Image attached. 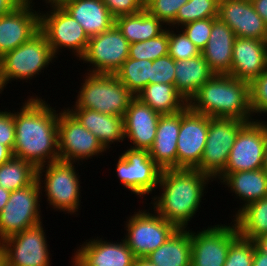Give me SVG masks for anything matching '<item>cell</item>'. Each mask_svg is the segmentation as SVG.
Returning a JSON list of instances; mask_svg holds the SVG:
<instances>
[{
	"label": "cell",
	"instance_id": "3",
	"mask_svg": "<svg viewBox=\"0 0 267 266\" xmlns=\"http://www.w3.org/2000/svg\"><path fill=\"white\" fill-rule=\"evenodd\" d=\"M188 107L213 118H234L253 121L250 108L249 83L215 74L188 101Z\"/></svg>",
	"mask_w": 267,
	"mask_h": 266
},
{
	"label": "cell",
	"instance_id": "31",
	"mask_svg": "<svg viewBox=\"0 0 267 266\" xmlns=\"http://www.w3.org/2000/svg\"><path fill=\"white\" fill-rule=\"evenodd\" d=\"M135 97L160 115L176 113L188 106V102L173 84L146 85Z\"/></svg>",
	"mask_w": 267,
	"mask_h": 266
},
{
	"label": "cell",
	"instance_id": "18",
	"mask_svg": "<svg viewBox=\"0 0 267 266\" xmlns=\"http://www.w3.org/2000/svg\"><path fill=\"white\" fill-rule=\"evenodd\" d=\"M24 1L14 11L0 16V57L29 41L40 31V9Z\"/></svg>",
	"mask_w": 267,
	"mask_h": 266
},
{
	"label": "cell",
	"instance_id": "54",
	"mask_svg": "<svg viewBox=\"0 0 267 266\" xmlns=\"http://www.w3.org/2000/svg\"><path fill=\"white\" fill-rule=\"evenodd\" d=\"M262 169L267 173V143H266L265 151H264V160H263Z\"/></svg>",
	"mask_w": 267,
	"mask_h": 266
},
{
	"label": "cell",
	"instance_id": "19",
	"mask_svg": "<svg viewBox=\"0 0 267 266\" xmlns=\"http://www.w3.org/2000/svg\"><path fill=\"white\" fill-rule=\"evenodd\" d=\"M102 238H92L80 245L72 255L71 266H133L136 257L123 238L119 242Z\"/></svg>",
	"mask_w": 267,
	"mask_h": 266
},
{
	"label": "cell",
	"instance_id": "25",
	"mask_svg": "<svg viewBox=\"0 0 267 266\" xmlns=\"http://www.w3.org/2000/svg\"><path fill=\"white\" fill-rule=\"evenodd\" d=\"M235 39V33L226 23L219 18L213 21L207 45L201 54L215 74L228 75L230 73Z\"/></svg>",
	"mask_w": 267,
	"mask_h": 266
},
{
	"label": "cell",
	"instance_id": "32",
	"mask_svg": "<svg viewBox=\"0 0 267 266\" xmlns=\"http://www.w3.org/2000/svg\"><path fill=\"white\" fill-rule=\"evenodd\" d=\"M232 220L244 238L254 240L267 235V197L248 204Z\"/></svg>",
	"mask_w": 267,
	"mask_h": 266
},
{
	"label": "cell",
	"instance_id": "29",
	"mask_svg": "<svg viewBox=\"0 0 267 266\" xmlns=\"http://www.w3.org/2000/svg\"><path fill=\"white\" fill-rule=\"evenodd\" d=\"M145 258L156 266H191L190 229H177Z\"/></svg>",
	"mask_w": 267,
	"mask_h": 266
},
{
	"label": "cell",
	"instance_id": "12",
	"mask_svg": "<svg viewBox=\"0 0 267 266\" xmlns=\"http://www.w3.org/2000/svg\"><path fill=\"white\" fill-rule=\"evenodd\" d=\"M58 150L59 160L83 164V161L107 151L97 137L87 130L65 108L59 112L58 118ZM82 163V164H81Z\"/></svg>",
	"mask_w": 267,
	"mask_h": 266
},
{
	"label": "cell",
	"instance_id": "41",
	"mask_svg": "<svg viewBox=\"0 0 267 266\" xmlns=\"http://www.w3.org/2000/svg\"><path fill=\"white\" fill-rule=\"evenodd\" d=\"M216 18L218 17L196 20L180 27V29L202 51L207 45L213 27V21Z\"/></svg>",
	"mask_w": 267,
	"mask_h": 266
},
{
	"label": "cell",
	"instance_id": "13",
	"mask_svg": "<svg viewBox=\"0 0 267 266\" xmlns=\"http://www.w3.org/2000/svg\"><path fill=\"white\" fill-rule=\"evenodd\" d=\"M117 160L115 171L118 179L131 194L139 195L138 198L141 199L158 189L162 170L150 157L149 150L127 147Z\"/></svg>",
	"mask_w": 267,
	"mask_h": 266
},
{
	"label": "cell",
	"instance_id": "50",
	"mask_svg": "<svg viewBox=\"0 0 267 266\" xmlns=\"http://www.w3.org/2000/svg\"><path fill=\"white\" fill-rule=\"evenodd\" d=\"M11 191L4 189L0 186V212L5 207L10 197Z\"/></svg>",
	"mask_w": 267,
	"mask_h": 266
},
{
	"label": "cell",
	"instance_id": "44",
	"mask_svg": "<svg viewBox=\"0 0 267 266\" xmlns=\"http://www.w3.org/2000/svg\"><path fill=\"white\" fill-rule=\"evenodd\" d=\"M8 111L0 110V144L7 146L13 152L15 143L14 111Z\"/></svg>",
	"mask_w": 267,
	"mask_h": 266
},
{
	"label": "cell",
	"instance_id": "27",
	"mask_svg": "<svg viewBox=\"0 0 267 266\" xmlns=\"http://www.w3.org/2000/svg\"><path fill=\"white\" fill-rule=\"evenodd\" d=\"M220 182L242 203L233 217L248 204L267 197V173L263 169L229 173Z\"/></svg>",
	"mask_w": 267,
	"mask_h": 266
},
{
	"label": "cell",
	"instance_id": "10",
	"mask_svg": "<svg viewBox=\"0 0 267 266\" xmlns=\"http://www.w3.org/2000/svg\"><path fill=\"white\" fill-rule=\"evenodd\" d=\"M42 193L37 179L25 188L11 191L0 212V241L43 221L40 210Z\"/></svg>",
	"mask_w": 267,
	"mask_h": 266
},
{
	"label": "cell",
	"instance_id": "2",
	"mask_svg": "<svg viewBox=\"0 0 267 266\" xmlns=\"http://www.w3.org/2000/svg\"><path fill=\"white\" fill-rule=\"evenodd\" d=\"M214 181L198 169L175 168L162 170L159 195L152 196L151 210L172 223L177 229L187 227L202 205L206 187ZM153 207V209H152Z\"/></svg>",
	"mask_w": 267,
	"mask_h": 266
},
{
	"label": "cell",
	"instance_id": "5",
	"mask_svg": "<svg viewBox=\"0 0 267 266\" xmlns=\"http://www.w3.org/2000/svg\"><path fill=\"white\" fill-rule=\"evenodd\" d=\"M85 76L75 98V105L67 108H87L107 115L124 116L135 96L115 74L87 72Z\"/></svg>",
	"mask_w": 267,
	"mask_h": 266
},
{
	"label": "cell",
	"instance_id": "35",
	"mask_svg": "<svg viewBox=\"0 0 267 266\" xmlns=\"http://www.w3.org/2000/svg\"><path fill=\"white\" fill-rule=\"evenodd\" d=\"M219 0H189L178 11L170 27H182L196 20L218 17Z\"/></svg>",
	"mask_w": 267,
	"mask_h": 266
},
{
	"label": "cell",
	"instance_id": "20",
	"mask_svg": "<svg viewBox=\"0 0 267 266\" xmlns=\"http://www.w3.org/2000/svg\"><path fill=\"white\" fill-rule=\"evenodd\" d=\"M218 18L236 37L267 41V25L250 0H219Z\"/></svg>",
	"mask_w": 267,
	"mask_h": 266
},
{
	"label": "cell",
	"instance_id": "53",
	"mask_svg": "<svg viewBox=\"0 0 267 266\" xmlns=\"http://www.w3.org/2000/svg\"><path fill=\"white\" fill-rule=\"evenodd\" d=\"M74 0H48V3H51L56 6H62L63 4L69 3Z\"/></svg>",
	"mask_w": 267,
	"mask_h": 266
},
{
	"label": "cell",
	"instance_id": "37",
	"mask_svg": "<svg viewBox=\"0 0 267 266\" xmlns=\"http://www.w3.org/2000/svg\"><path fill=\"white\" fill-rule=\"evenodd\" d=\"M174 30H176V32ZM168 55L171 56L175 61L188 60L201 55V51L196 45L193 44V42L181 29H174L173 27L169 26Z\"/></svg>",
	"mask_w": 267,
	"mask_h": 266
},
{
	"label": "cell",
	"instance_id": "1",
	"mask_svg": "<svg viewBox=\"0 0 267 266\" xmlns=\"http://www.w3.org/2000/svg\"><path fill=\"white\" fill-rule=\"evenodd\" d=\"M24 101L20 111H14L13 156L31 163L37 169L59 160V113L37 95Z\"/></svg>",
	"mask_w": 267,
	"mask_h": 266
},
{
	"label": "cell",
	"instance_id": "22",
	"mask_svg": "<svg viewBox=\"0 0 267 266\" xmlns=\"http://www.w3.org/2000/svg\"><path fill=\"white\" fill-rule=\"evenodd\" d=\"M267 69V41L236 37L228 75L250 83Z\"/></svg>",
	"mask_w": 267,
	"mask_h": 266
},
{
	"label": "cell",
	"instance_id": "4",
	"mask_svg": "<svg viewBox=\"0 0 267 266\" xmlns=\"http://www.w3.org/2000/svg\"><path fill=\"white\" fill-rule=\"evenodd\" d=\"M75 165L78 164L58 160L37 168V180L41 192L44 191L46 194L44 196L47 198L49 207L74 216L78 214L81 207L82 191L80 190L81 175Z\"/></svg>",
	"mask_w": 267,
	"mask_h": 266
},
{
	"label": "cell",
	"instance_id": "33",
	"mask_svg": "<svg viewBox=\"0 0 267 266\" xmlns=\"http://www.w3.org/2000/svg\"><path fill=\"white\" fill-rule=\"evenodd\" d=\"M37 179V169L29 162L12 157L0 165V186L15 191L31 185Z\"/></svg>",
	"mask_w": 267,
	"mask_h": 266
},
{
	"label": "cell",
	"instance_id": "43",
	"mask_svg": "<svg viewBox=\"0 0 267 266\" xmlns=\"http://www.w3.org/2000/svg\"><path fill=\"white\" fill-rule=\"evenodd\" d=\"M114 18L132 15L145 9V0H102Z\"/></svg>",
	"mask_w": 267,
	"mask_h": 266
},
{
	"label": "cell",
	"instance_id": "8",
	"mask_svg": "<svg viewBox=\"0 0 267 266\" xmlns=\"http://www.w3.org/2000/svg\"><path fill=\"white\" fill-rule=\"evenodd\" d=\"M134 212L125 222V240L136 258H145L161 246L177 228L155 210ZM153 212V213H152Z\"/></svg>",
	"mask_w": 267,
	"mask_h": 266
},
{
	"label": "cell",
	"instance_id": "17",
	"mask_svg": "<svg viewBox=\"0 0 267 266\" xmlns=\"http://www.w3.org/2000/svg\"><path fill=\"white\" fill-rule=\"evenodd\" d=\"M209 128V116L192 111L188 106L180 111L177 138V168L198 169Z\"/></svg>",
	"mask_w": 267,
	"mask_h": 266
},
{
	"label": "cell",
	"instance_id": "39",
	"mask_svg": "<svg viewBox=\"0 0 267 266\" xmlns=\"http://www.w3.org/2000/svg\"><path fill=\"white\" fill-rule=\"evenodd\" d=\"M189 0H145V10L169 26L179 9Z\"/></svg>",
	"mask_w": 267,
	"mask_h": 266
},
{
	"label": "cell",
	"instance_id": "49",
	"mask_svg": "<svg viewBox=\"0 0 267 266\" xmlns=\"http://www.w3.org/2000/svg\"><path fill=\"white\" fill-rule=\"evenodd\" d=\"M256 248L267 255V235H262L254 239Z\"/></svg>",
	"mask_w": 267,
	"mask_h": 266
},
{
	"label": "cell",
	"instance_id": "24",
	"mask_svg": "<svg viewBox=\"0 0 267 266\" xmlns=\"http://www.w3.org/2000/svg\"><path fill=\"white\" fill-rule=\"evenodd\" d=\"M87 130L92 132L104 147L125 141L123 116L107 115L87 108H66Z\"/></svg>",
	"mask_w": 267,
	"mask_h": 266
},
{
	"label": "cell",
	"instance_id": "11",
	"mask_svg": "<svg viewBox=\"0 0 267 266\" xmlns=\"http://www.w3.org/2000/svg\"><path fill=\"white\" fill-rule=\"evenodd\" d=\"M250 121L209 117L208 136L198 170L214 181L223 172L239 130Z\"/></svg>",
	"mask_w": 267,
	"mask_h": 266
},
{
	"label": "cell",
	"instance_id": "38",
	"mask_svg": "<svg viewBox=\"0 0 267 266\" xmlns=\"http://www.w3.org/2000/svg\"><path fill=\"white\" fill-rule=\"evenodd\" d=\"M255 247L254 240L238 235L229 246L224 266H252Z\"/></svg>",
	"mask_w": 267,
	"mask_h": 266
},
{
	"label": "cell",
	"instance_id": "6",
	"mask_svg": "<svg viewBox=\"0 0 267 266\" xmlns=\"http://www.w3.org/2000/svg\"><path fill=\"white\" fill-rule=\"evenodd\" d=\"M55 61L56 57L50 45L39 31L29 41L1 57L0 94L11 81H15V79L20 81L31 80L40 75L42 70L44 72V69Z\"/></svg>",
	"mask_w": 267,
	"mask_h": 266
},
{
	"label": "cell",
	"instance_id": "15",
	"mask_svg": "<svg viewBox=\"0 0 267 266\" xmlns=\"http://www.w3.org/2000/svg\"><path fill=\"white\" fill-rule=\"evenodd\" d=\"M201 230V231H200ZM191 231V266H224L232 241L239 235L235 223Z\"/></svg>",
	"mask_w": 267,
	"mask_h": 266
},
{
	"label": "cell",
	"instance_id": "52",
	"mask_svg": "<svg viewBox=\"0 0 267 266\" xmlns=\"http://www.w3.org/2000/svg\"><path fill=\"white\" fill-rule=\"evenodd\" d=\"M0 266H7L6 253L2 241H0Z\"/></svg>",
	"mask_w": 267,
	"mask_h": 266
},
{
	"label": "cell",
	"instance_id": "14",
	"mask_svg": "<svg viewBox=\"0 0 267 266\" xmlns=\"http://www.w3.org/2000/svg\"><path fill=\"white\" fill-rule=\"evenodd\" d=\"M130 43L114 24L105 32L89 38L84 56L80 59L88 63V73L115 74L129 57Z\"/></svg>",
	"mask_w": 267,
	"mask_h": 266
},
{
	"label": "cell",
	"instance_id": "23",
	"mask_svg": "<svg viewBox=\"0 0 267 266\" xmlns=\"http://www.w3.org/2000/svg\"><path fill=\"white\" fill-rule=\"evenodd\" d=\"M180 130V111L160 115L156 137L149 155L161 170L177 168V138Z\"/></svg>",
	"mask_w": 267,
	"mask_h": 266
},
{
	"label": "cell",
	"instance_id": "45",
	"mask_svg": "<svg viewBox=\"0 0 267 266\" xmlns=\"http://www.w3.org/2000/svg\"><path fill=\"white\" fill-rule=\"evenodd\" d=\"M24 0H0V16L14 11Z\"/></svg>",
	"mask_w": 267,
	"mask_h": 266
},
{
	"label": "cell",
	"instance_id": "26",
	"mask_svg": "<svg viewBox=\"0 0 267 266\" xmlns=\"http://www.w3.org/2000/svg\"><path fill=\"white\" fill-rule=\"evenodd\" d=\"M62 7L83 27L89 38L115 24V18L102 0H74Z\"/></svg>",
	"mask_w": 267,
	"mask_h": 266
},
{
	"label": "cell",
	"instance_id": "34",
	"mask_svg": "<svg viewBox=\"0 0 267 266\" xmlns=\"http://www.w3.org/2000/svg\"><path fill=\"white\" fill-rule=\"evenodd\" d=\"M151 67L152 61L150 60H134L128 57L115 76L136 96L146 85H149Z\"/></svg>",
	"mask_w": 267,
	"mask_h": 266
},
{
	"label": "cell",
	"instance_id": "36",
	"mask_svg": "<svg viewBox=\"0 0 267 266\" xmlns=\"http://www.w3.org/2000/svg\"><path fill=\"white\" fill-rule=\"evenodd\" d=\"M169 46V26L159 36L142 42L130 44L129 58L134 60L155 61L159 57L168 55Z\"/></svg>",
	"mask_w": 267,
	"mask_h": 266
},
{
	"label": "cell",
	"instance_id": "40",
	"mask_svg": "<svg viewBox=\"0 0 267 266\" xmlns=\"http://www.w3.org/2000/svg\"><path fill=\"white\" fill-rule=\"evenodd\" d=\"M250 108L253 116L267 114V69L249 83Z\"/></svg>",
	"mask_w": 267,
	"mask_h": 266
},
{
	"label": "cell",
	"instance_id": "46",
	"mask_svg": "<svg viewBox=\"0 0 267 266\" xmlns=\"http://www.w3.org/2000/svg\"><path fill=\"white\" fill-rule=\"evenodd\" d=\"M255 11L261 16L267 25V0H250Z\"/></svg>",
	"mask_w": 267,
	"mask_h": 266
},
{
	"label": "cell",
	"instance_id": "30",
	"mask_svg": "<svg viewBox=\"0 0 267 266\" xmlns=\"http://www.w3.org/2000/svg\"><path fill=\"white\" fill-rule=\"evenodd\" d=\"M115 25L130 44L157 37L167 29L162 21L145 9L136 14L115 18Z\"/></svg>",
	"mask_w": 267,
	"mask_h": 266
},
{
	"label": "cell",
	"instance_id": "51",
	"mask_svg": "<svg viewBox=\"0 0 267 266\" xmlns=\"http://www.w3.org/2000/svg\"><path fill=\"white\" fill-rule=\"evenodd\" d=\"M133 266H156V265L151 263L146 258H136Z\"/></svg>",
	"mask_w": 267,
	"mask_h": 266
},
{
	"label": "cell",
	"instance_id": "9",
	"mask_svg": "<svg viewBox=\"0 0 267 266\" xmlns=\"http://www.w3.org/2000/svg\"><path fill=\"white\" fill-rule=\"evenodd\" d=\"M247 122L238 132L229 153L226 167L215 179L222 180L227 174L258 170L263 167L267 143V121L257 119Z\"/></svg>",
	"mask_w": 267,
	"mask_h": 266
},
{
	"label": "cell",
	"instance_id": "55",
	"mask_svg": "<svg viewBox=\"0 0 267 266\" xmlns=\"http://www.w3.org/2000/svg\"><path fill=\"white\" fill-rule=\"evenodd\" d=\"M24 1L33 2V0H24ZM43 1L45 2V1H48V0H43Z\"/></svg>",
	"mask_w": 267,
	"mask_h": 266
},
{
	"label": "cell",
	"instance_id": "16",
	"mask_svg": "<svg viewBox=\"0 0 267 266\" xmlns=\"http://www.w3.org/2000/svg\"><path fill=\"white\" fill-rule=\"evenodd\" d=\"M42 224L2 240L7 266H51L49 244Z\"/></svg>",
	"mask_w": 267,
	"mask_h": 266
},
{
	"label": "cell",
	"instance_id": "28",
	"mask_svg": "<svg viewBox=\"0 0 267 266\" xmlns=\"http://www.w3.org/2000/svg\"><path fill=\"white\" fill-rule=\"evenodd\" d=\"M214 75L202 54L188 60L175 61L174 85L187 102Z\"/></svg>",
	"mask_w": 267,
	"mask_h": 266
},
{
	"label": "cell",
	"instance_id": "7",
	"mask_svg": "<svg viewBox=\"0 0 267 266\" xmlns=\"http://www.w3.org/2000/svg\"><path fill=\"white\" fill-rule=\"evenodd\" d=\"M50 9L40 11V32L58 58L61 49L67 48L79 60L84 56L89 37L83 27L62 7L45 1Z\"/></svg>",
	"mask_w": 267,
	"mask_h": 266
},
{
	"label": "cell",
	"instance_id": "47",
	"mask_svg": "<svg viewBox=\"0 0 267 266\" xmlns=\"http://www.w3.org/2000/svg\"><path fill=\"white\" fill-rule=\"evenodd\" d=\"M252 266H267V255L255 247Z\"/></svg>",
	"mask_w": 267,
	"mask_h": 266
},
{
	"label": "cell",
	"instance_id": "21",
	"mask_svg": "<svg viewBox=\"0 0 267 266\" xmlns=\"http://www.w3.org/2000/svg\"><path fill=\"white\" fill-rule=\"evenodd\" d=\"M160 114L134 97L123 116L124 139L131 149L149 150L156 137ZM133 144V145H132Z\"/></svg>",
	"mask_w": 267,
	"mask_h": 266
},
{
	"label": "cell",
	"instance_id": "48",
	"mask_svg": "<svg viewBox=\"0 0 267 266\" xmlns=\"http://www.w3.org/2000/svg\"><path fill=\"white\" fill-rule=\"evenodd\" d=\"M13 157V152L5 145L0 144V165L9 161Z\"/></svg>",
	"mask_w": 267,
	"mask_h": 266
},
{
	"label": "cell",
	"instance_id": "42",
	"mask_svg": "<svg viewBox=\"0 0 267 266\" xmlns=\"http://www.w3.org/2000/svg\"><path fill=\"white\" fill-rule=\"evenodd\" d=\"M175 82V60L165 55L152 61L151 78L149 84L164 83L173 84Z\"/></svg>",
	"mask_w": 267,
	"mask_h": 266
}]
</instances>
